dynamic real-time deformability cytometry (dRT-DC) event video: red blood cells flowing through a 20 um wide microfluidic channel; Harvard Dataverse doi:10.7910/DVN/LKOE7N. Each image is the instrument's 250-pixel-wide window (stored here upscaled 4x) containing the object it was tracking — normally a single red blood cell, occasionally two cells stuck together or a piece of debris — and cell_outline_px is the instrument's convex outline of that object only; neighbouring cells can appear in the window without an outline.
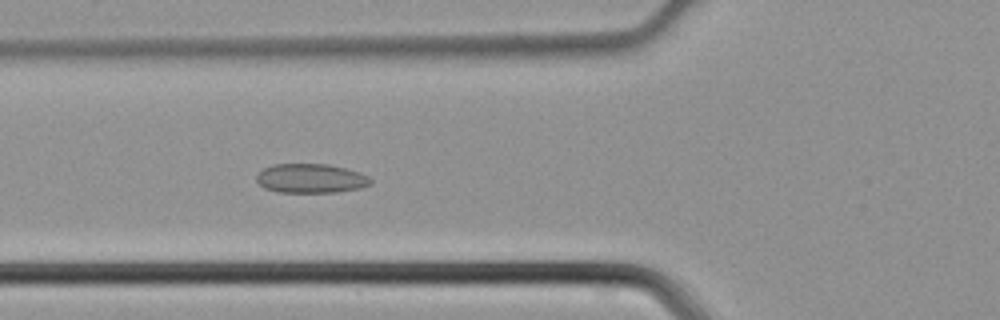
{"species": "common noctule bat (a hibernating species)", "species_latin": "Nyctalus noctula", "temperature_condition": "cold", "stored_images_in_passage": 45, "camera_frame_rate_fps": 3000, "um_per_image_px": 0.085, "animal": {"sex": "male", "body_mass_g": 21.5, "forearm_length_mm": 52.0}, "frame": {"image": 1, "passage_image": 17, "time_ms": 5.333, "image_size_px": [1000, 320], "cell_outline_px": [[372, 184], [360, 188], [336, 192], [276, 192], [264, 188], [256, 180], [256, 176], [264, 168], [272, 164], [328, 164], [360, 172], [368, 176], [372, 180]], "centroid_in_image_um": [26.42, 15.16], "position_along_channel_um": 99.4, "area_um2": 19.48}}
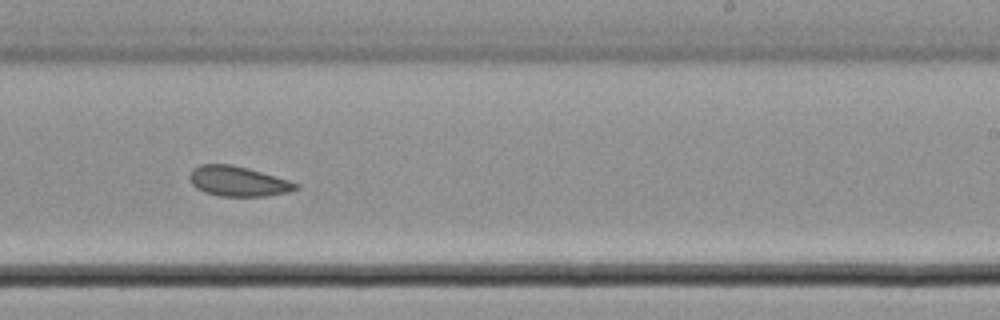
{"frame": {"image": 2, "passage_image": 28, "time_ms": 9.0, "image_size_px": [1000, 320], "cell_outline_px": [[300, 188], [288, 192], [268, 196], [220, 196], [204, 192], [196, 188], [192, 184], [188, 176], [192, 168], [200, 164], [228, 164], [248, 168], [288, 180], [300, 184]], "centroid_in_image_um": [20.22, 15.41], "position_along_channel_um": 268.8, "area_um2": 18.67}}
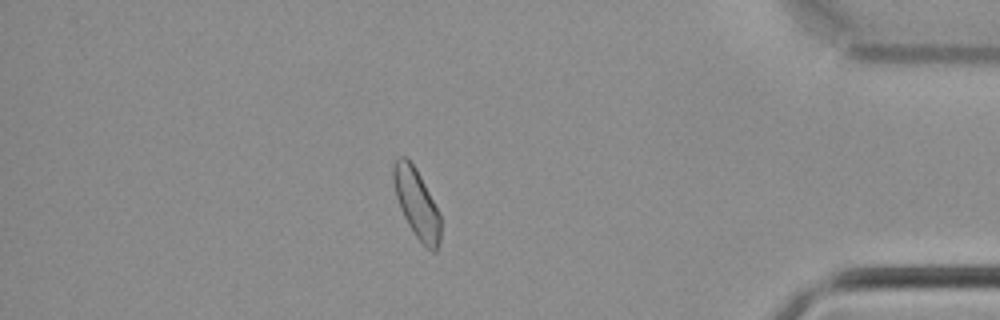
{"frame": {"image": 3, "passage_image": 39, "time_ms": 12.667, "image_size_px": [1000, 320], "cell_outline_px": [[440, 244], [436, 252], [432, 252], [416, 236], [408, 224], [400, 208], [396, 196], [392, 176], [392, 164], [396, 156], [404, 156], [416, 168], [440, 212]], "centroid_in_image_um": [35.41, 17.26], "position_along_channel_um": 399.8, "area_um2": 19.02}}